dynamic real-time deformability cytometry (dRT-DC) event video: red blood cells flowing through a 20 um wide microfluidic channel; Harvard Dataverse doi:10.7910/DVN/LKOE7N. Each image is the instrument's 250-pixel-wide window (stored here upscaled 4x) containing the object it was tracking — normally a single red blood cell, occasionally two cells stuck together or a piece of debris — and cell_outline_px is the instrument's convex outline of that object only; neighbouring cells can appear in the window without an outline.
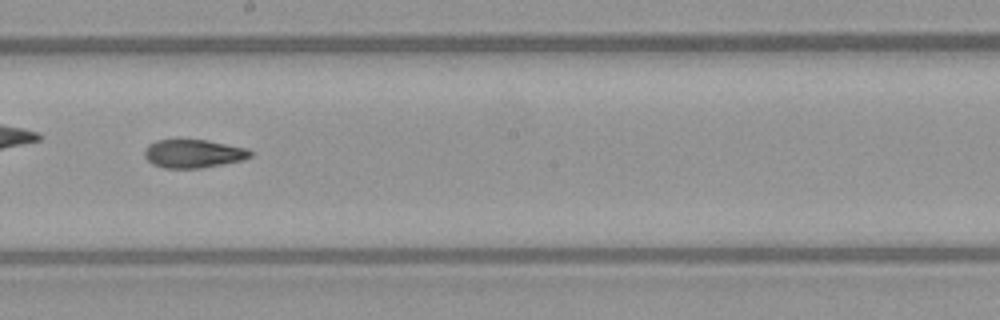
{"species": "common noctule bat (a hibernating species)", "species_latin": "Nyctalus noctula", "temperature_condition": "warm", "stored_images_in_passage": 52, "camera_frame_rate_fps": 3000, "um_per_image_px": 0.085, "animal": {"sex": "female", "body_mass_g": 21.9}, "frame": {"image": 1, "passage_image": 30, "time_ms": 9.667, "image_size_px": [1000, 320], "cell_outline_px": [[252, 156], [244, 160], [200, 168], [164, 168], [152, 164], [144, 156], [144, 148], [148, 144], [156, 140], [180, 136], [208, 140], [248, 148], [252, 152]], "centroid_in_image_um": [16.4, 13.0], "position_along_channel_um": 231.8, "area_um2": 18.38}, "authors_computed_cell_mechanics": {"area_um2": 17.918, "velocity_mm_per_s": 4.0123, "shape_relaxation_time_tau1_ms": 6.7411, "shape_relaxation_time_tau2_ms": 2.8294, "deformation_change_tau1": 0.1954, "deformation_change_tau2": 0.1001}}